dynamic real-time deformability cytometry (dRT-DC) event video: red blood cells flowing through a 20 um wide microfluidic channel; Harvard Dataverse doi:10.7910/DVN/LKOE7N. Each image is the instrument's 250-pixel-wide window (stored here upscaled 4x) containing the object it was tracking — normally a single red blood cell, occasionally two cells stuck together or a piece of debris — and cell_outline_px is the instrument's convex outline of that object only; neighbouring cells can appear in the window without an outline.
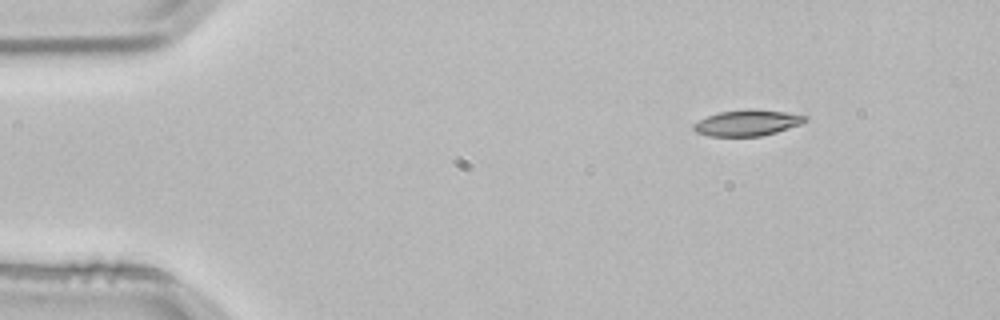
{"species": "common noctule bat (a hibernating species)", "species_latin": "Nyctalus noctula", "temperature_condition": "room temperature", "stored_images_in_passage": 5, "camera_frame_rate_fps": 3000, "um_per_image_px": 0.085, "animal": {"sex": "male", "body_mass_g": 21.5, "forearm_length_mm": 52.0}, "frame": {"image": 1, "passage_image": 5, "time_ms": 1.333, "image_size_px": [1000, 320], "cell_outline_px": [[808, 120], [800, 124], [776, 132], [760, 136], [708, 136], [696, 132], [692, 128], [692, 124], [708, 116], [720, 112], [748, 108], [752, 108], [784, 112], [808, 116]], "centroid_in_image_um": [63.51, 10.43], "position_along_channel_um": 21.5, "area_um2": 16.88}}